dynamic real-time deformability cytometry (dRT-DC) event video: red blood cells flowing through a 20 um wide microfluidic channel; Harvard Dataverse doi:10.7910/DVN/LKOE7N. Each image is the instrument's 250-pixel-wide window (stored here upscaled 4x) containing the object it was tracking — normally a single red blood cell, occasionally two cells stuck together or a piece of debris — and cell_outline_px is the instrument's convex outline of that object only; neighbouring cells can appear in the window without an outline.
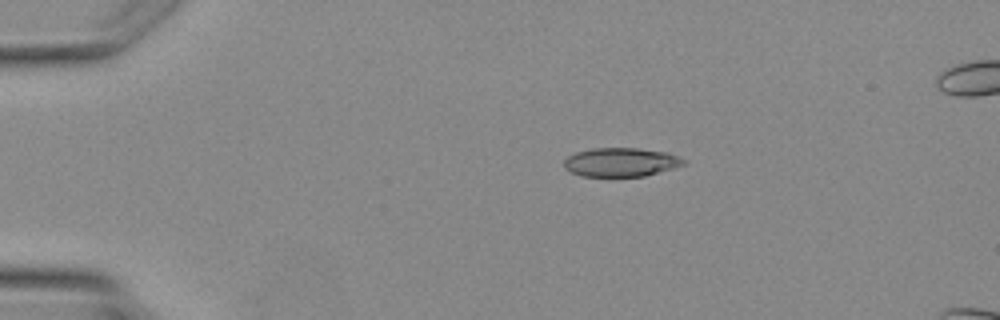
{"species": "Egyptian fruit bat (a non-hibernating species)", "species_latin": "Rousettus aegyptiacus", "temperature_condition": "warm", "stored_images_in_passage": 5, "camera_frame_rate_fps": 3000, "um_per_image_px": 0.085, "animal": {"sex": "female"}, "frame": {"image": 1, "passage_image": 3, "time_ms": 2.333, "image_size_px": [1000, 320], "cell_outline_px": [[684, 164], [672, 168], [644, 176], [580, 176], [564, 168], [564, 160], [568, 156], [576, 152], [592, 148], [636, 148], [668, 152], [684, 160]], "centroid_in_image_um": [52.73, 13.78], "position_along_channel_um": 32.3, "area_um2": 19.88}}